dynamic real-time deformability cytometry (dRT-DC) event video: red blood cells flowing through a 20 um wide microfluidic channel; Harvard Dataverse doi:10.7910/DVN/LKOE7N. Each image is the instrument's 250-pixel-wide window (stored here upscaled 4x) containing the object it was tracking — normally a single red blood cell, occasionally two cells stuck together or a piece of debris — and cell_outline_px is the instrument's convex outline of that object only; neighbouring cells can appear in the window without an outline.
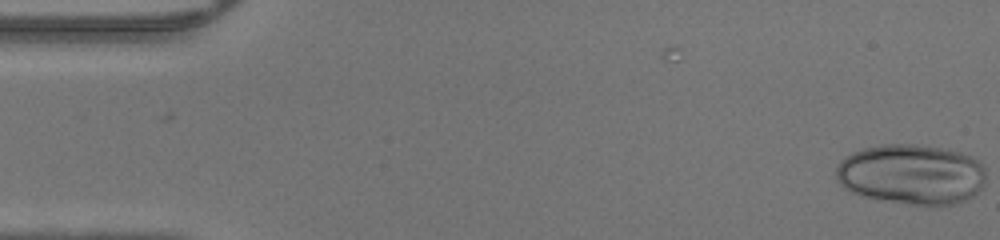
{"species": "human", "species_latin": "Homo sapiens", "temperature_condition": "warm", "stored_images_in_passage": 46, "camera_frame_rate_fps": 3000, "um_per_image_px": 0.085, "donor": {"sex": "male"}, "frame": {"image": 1, "passage_image": 1, "time_ms": 0.0, "image_size_px": [1000, 240], "cell_outline_px": [[984, 184], [972, 196], [956, 204], [928, 208], [860, 196], [844, 188], [836, 180], [836, 168], [840, 160], [852, 152], [864, 148], [884, 144], [912, 144], [940, 148], [960, 152], [972, 156], [980, 160], [984, 164]], "centroid_in_image_um": [77.47, 14.85], "position_along_channel_um": 7.5, "area_um2": 53.47}}
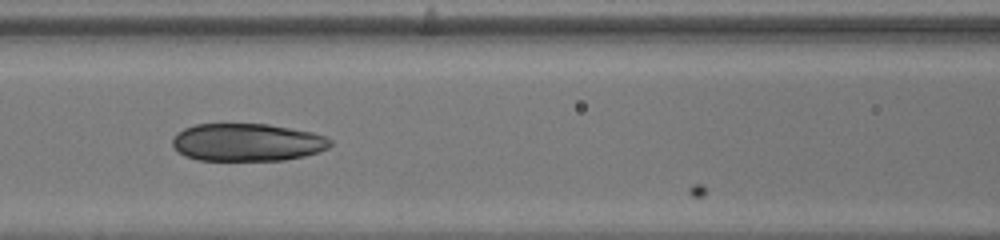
{"frame": {"image": 2, "passage_image": 20, "time_ms": 6.333, "image_size_px": [1000, 240], "cell_outline_px": [[332, 144], [328, 148], [304, 156], [284, 160], [200, 160], [184, 156], [172, 144], [172, 140], [184, 128], [196, 124], [268, 124], [312, 132], [324, 136], [332, 140]], "centroid_in_image_um": [21.03, 12.1], "position_along_channel_um": 145.6, "area_um2": 34.45}}
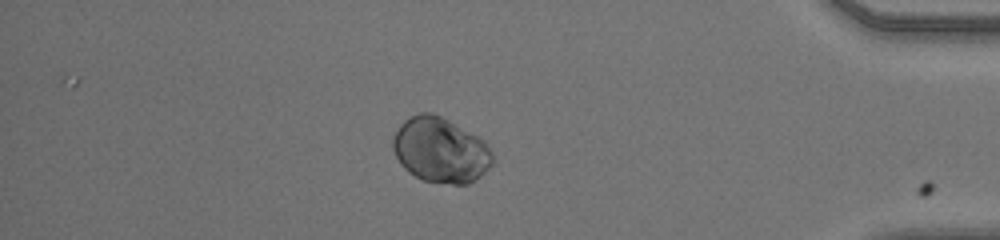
{"frame": {"image": 3, "passage_image": 40, "time_ms": 13.0, "image_size_px": [1000, 240], "cell_outline_px": [[492, 164], [476, 180], [468, 184], [452, 184], [424, 180], [408, 172], [400, 164], [392, 148], [392, 136], [400, 124], [404, 120], [420, 112], [432, 112], [448, 120], [484, 140], [492, 152]], "centroid_in_image_um": [37.41, 12.76], "position_along_channel_um": 397.8, "area_um2": 37.74}}